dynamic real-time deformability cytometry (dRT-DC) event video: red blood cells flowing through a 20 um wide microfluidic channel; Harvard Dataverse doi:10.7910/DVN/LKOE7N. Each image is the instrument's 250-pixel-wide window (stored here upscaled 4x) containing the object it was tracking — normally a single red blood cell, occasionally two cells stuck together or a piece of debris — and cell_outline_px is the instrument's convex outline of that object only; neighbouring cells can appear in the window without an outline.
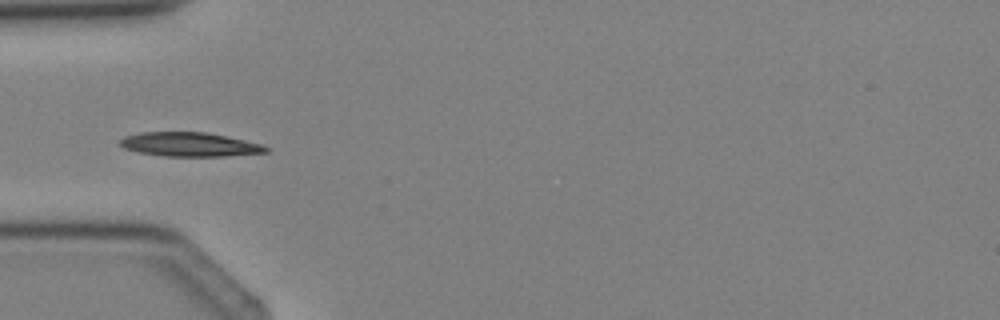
{"species": "Egyptian fruit bat (a non-hibernating species)", "species_latin": "Rousettus aegyptiacus", "temperature_condition": "cold", "stored_images_in_passage": 1, "camera_frame_rate_fps": 3000, "um_per_image_px": 0.085, "animal": {"sex": "female"}, "frame": {"image": 1, "passage_image": 1, "time_ms": 0.0, "image_size_px": [1000, 320], "cell_outline_px": [[272, 148], [268, 152], [224, 156], [164, 156], [140, 152], [124, 148], [120, 144], [120, 140], [124, 136], [140, 132], [208, 132], [264, 144]], "centroid_in_image_um": [16.18, 12.27], "position_along_channel_um": 68.8, "area_um2": 20.58}}